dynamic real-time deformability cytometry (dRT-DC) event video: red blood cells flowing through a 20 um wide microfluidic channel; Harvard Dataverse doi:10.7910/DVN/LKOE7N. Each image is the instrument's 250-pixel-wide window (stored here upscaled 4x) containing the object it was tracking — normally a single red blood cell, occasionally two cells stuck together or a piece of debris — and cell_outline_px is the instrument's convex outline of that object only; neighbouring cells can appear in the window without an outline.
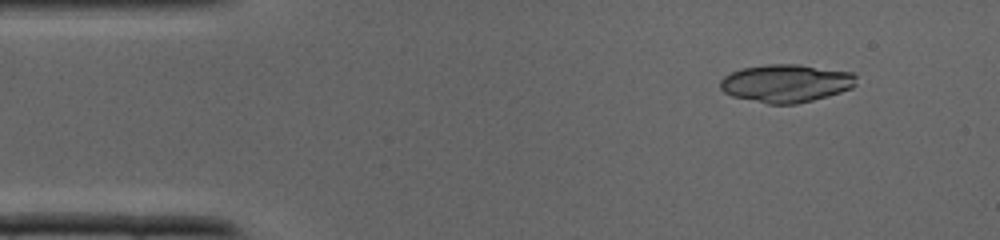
{"species": "common noctule bat (a hibernating species)", "species_latin": "Nyctalus noctula", "temperature_condition": "cold", "stored_images_in_passage": 15, "camera_frame_rate_fps": 3000, "um_per_image_px": 0.085, "animal": {"sex": "male", "body_mass_g": 19.0, "forearm_length_mm": 50.8}, "frame": {"image": 1, "passage_image": 4, "time_ms": 1.0, "image_size_px": [1000, 240], "cell_outline_px": [[856, 84], [852, 88], [828, 96], [796, 104], [768, 104], [732, 96], [724, 92], [720, 88], [720, 80], [724, 76], [740, 68], [768, 64], [800, 64], [852, 72], [856, 76]], "centroid_in_image_um": [66.81, 7.07], "position_along_channel_um": 18.2, "area_um2": 30.23}}